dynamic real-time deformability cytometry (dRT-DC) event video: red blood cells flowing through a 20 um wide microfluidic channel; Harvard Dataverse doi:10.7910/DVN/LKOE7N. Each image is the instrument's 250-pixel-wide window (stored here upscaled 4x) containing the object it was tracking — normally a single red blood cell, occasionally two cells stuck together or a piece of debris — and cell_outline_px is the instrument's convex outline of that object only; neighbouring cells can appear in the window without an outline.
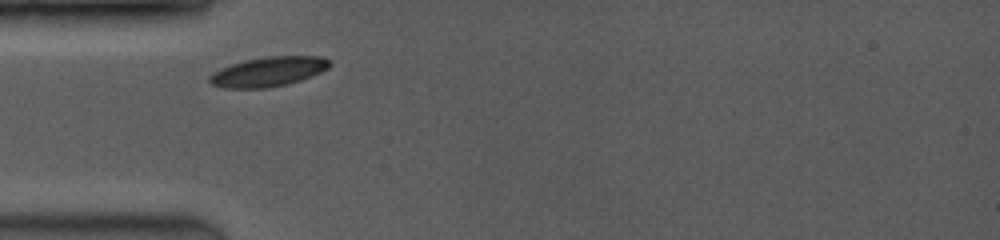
{"species": "common noctule bat (a hibernating species)", "species_latin": "Nyctalus noctula", "temperature_condition": "room temperature", "stored_images_in_passage": 3, "camera_frame_rate_fps": 3500, "um_per_image_px": 0.085, "animal": {"sex": "female", "body_mass_g": 19.0, "forearm_length_mm": 53.3}, "frame": {"image": 1, "passage_image": 1, "time_ms": 0.0, "image_size_px": [1000, 240], "cell_outline_px": [[332, 64], [328, 68], [320, 72], [300, 80], [288, 84], [268, 88], [224, 88], [212, 84], [208, 80], [208, 76], [212, 72], [220, 68], [244, 60], [268, 56], [320, 56], [328, 60]], "centroid_in_image_um": [22.78, 6.09], "position_along_channel_um": 62.2, "area_um2": 20.75}}
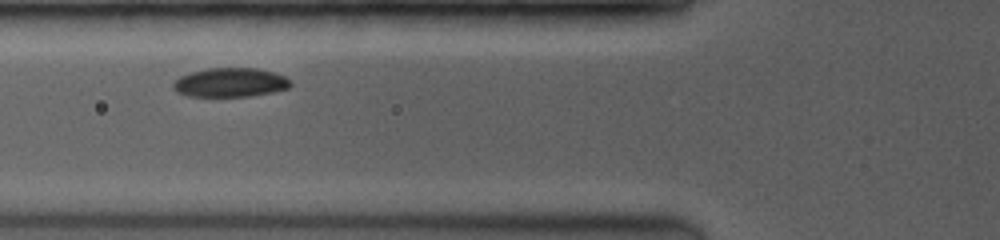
{"frame": {"image": 2, "passage_image": 2, "time_ms": 1.143, "image_size_px": [1000, 240], "cell_outline_px": [[292, 84], [288, 88], [272, 92], [248, 96], [188, 96], [176, 92], [172, 88], [172, 84], [180, 76], [192, 72], [208, 68], [256, 68], [276, 72], [292, 80]], "centroid_in_image_um": [19.59, 7.0], "position_along_channel_um": 106.2, "area_um2": 19.94}}
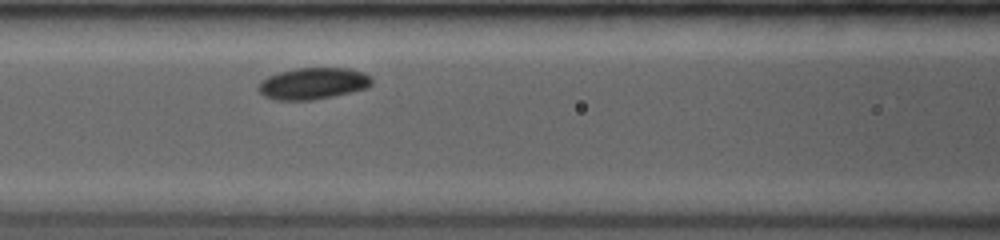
{"frame": {"image": 3, "passage_image": 3, "time_ms": 2.0, "image_size_px": [1000, 240], "cell_outline_px": [[372, 84], [368, 88], [332, 96], [312, 100], [276, 100], [264, 96], [256, 88], [260, 80], [268, 76], [280, 72], [296, 68], [348, 68], [364, 72], [372, 80]], "centroid_in_image_um": [26.58, 7.09], "position_along_channel_um": 140.0, "area_um2": 20.92}}